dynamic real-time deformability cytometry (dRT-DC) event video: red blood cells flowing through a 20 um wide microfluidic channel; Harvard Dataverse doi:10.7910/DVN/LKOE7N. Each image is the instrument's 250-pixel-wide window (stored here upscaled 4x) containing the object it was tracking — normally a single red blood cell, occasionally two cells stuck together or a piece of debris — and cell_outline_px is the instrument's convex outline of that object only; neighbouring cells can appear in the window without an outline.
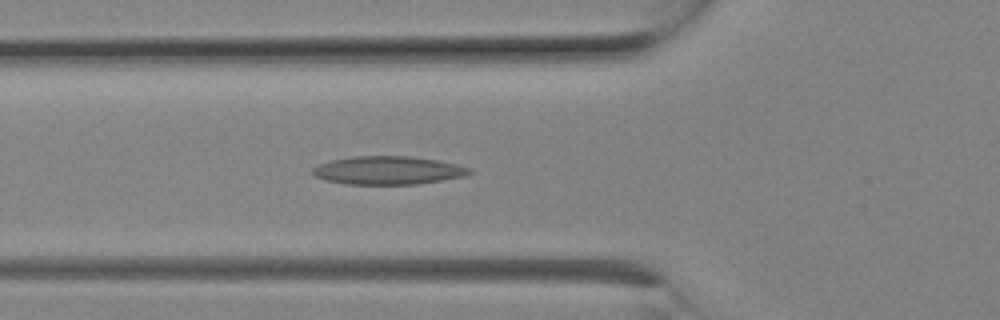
{"species": "Egyptian fruit bat (a non-hibernating species)", "species_latin": "Rousettus aegyptiacus", "temperature_condition": "room temperature", "stored_images_in_passage": 7, "camera_frame_rate_fps": 3000, "um_per_image_px": 0.085, "animal": {"sex": "female"}, "frame": {"image": 1, "passage_image": 7, "time_ms": 2.0, "image_size_px": [1000, 320], "cell_outline_px": [[476, 172], [464, 176], [416, 184], [348, 184], [328, 180], [316, 176], [312, 172], [312, 168], [328, 160], [352, 156], [408, 156], [440, 160], [472, 168]], "centroid_in_image_um": [33.02, 14.46], "position_along_channel_um": 92.8, "area_um2": 25.84}}